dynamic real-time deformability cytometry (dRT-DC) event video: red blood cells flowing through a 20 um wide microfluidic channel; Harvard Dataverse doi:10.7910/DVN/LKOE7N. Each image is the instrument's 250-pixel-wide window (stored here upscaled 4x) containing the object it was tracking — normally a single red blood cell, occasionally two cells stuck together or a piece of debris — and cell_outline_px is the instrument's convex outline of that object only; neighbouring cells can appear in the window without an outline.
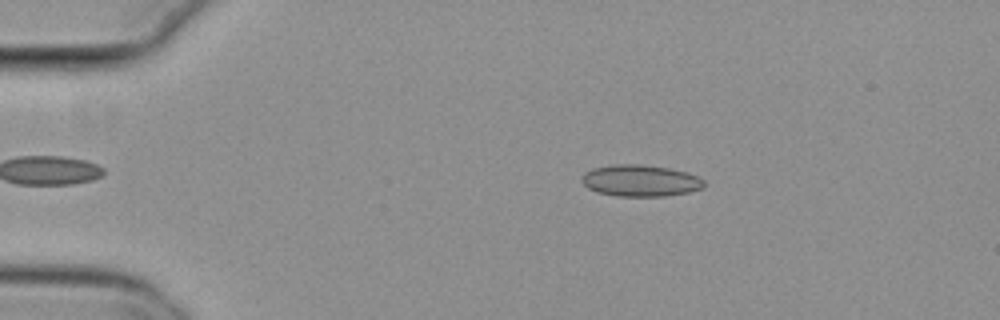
{"species": "common noctule bat (a hibernating species)", "species_latin": "Nyctalus noctula", "temperature_condition": "cold", "stored_images_in_passage": 52, "camera_frame_rate_fps": 3000, "um_per_image_px": 0.085, "animal": {"sex": "female", "body_mass_g": 29.2, "forearm_length_mm": 56.3}, "frame": {"image": 1, "passage_image": 8, "time_ms": 2.333, "image_size_px": [1000, 320], "cell_outline_px": [[704, 188], [688, 192], [664, 196], [616, 196], [596, 192], [588, 188], [580, 180], [580, 176], [584, 172], [592, 168], [612, 164], [640, 164], [668, 168], [688, 172], [704, 180]], "centroid_in_image_um": [54.39, 15.35], "position_along_channel_um": 30.6, "area_um2": 22.72}}
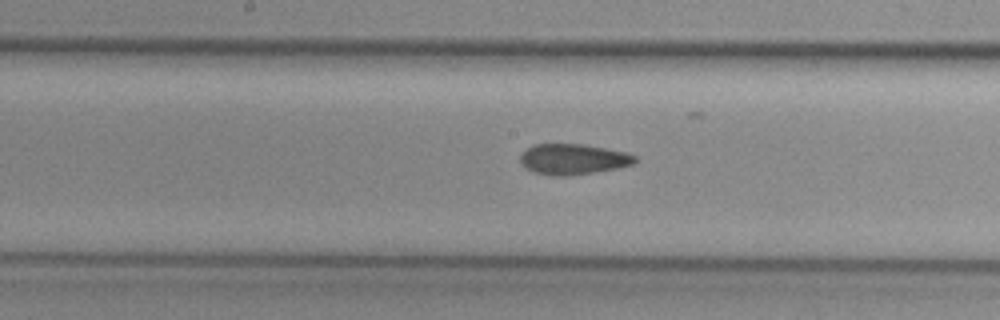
{"frame": {"image": 2, "passage_image": 26, "time_ms": 8.333, "image_size_px": [1000, 320], "cell_outline_px": [[636, 164], [616, 168], [568, 176], [552, 176], [532, 172], [524, 168], [520, 164], [520, 156], [532, 144], [580, 144], [604, 148], [624, 152], [636, 156]], "centroid_in_image_um": [48.67, 13.54], "position_along_channel_um": 199.5, "area_um2": 20.46}}
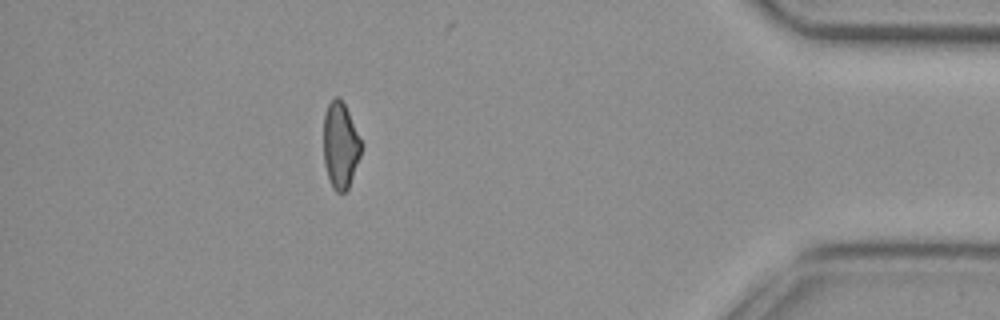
{"frame": {"image": 3, "passage_image": 46, "time_ms": 15.0, "image_size_px": [1000, 320], "cell_outline_px": [[360, 156], [348, 188], [344, 192], [336, 192], [332, 188], [324, 164], [324, 116], [328, 104], [336, 96], [340, 96], [348, 112], [360, 140]], "centroid_in_image_um": [28.91, 12.36], "position_along_channel_um": 406.3, "area_um2": 18.5}, "authors_computed_cell_mechanics": {"area_um2": 20.7791, "velocity_mm_per_s": 3.8125, "shape_relaxation_time_tau1_ms": null, "shape_relaxation_time_tau2_ms": 4.1572, "deformation_change_tau1": null, "deformation_change_tau2": 0.0958}}